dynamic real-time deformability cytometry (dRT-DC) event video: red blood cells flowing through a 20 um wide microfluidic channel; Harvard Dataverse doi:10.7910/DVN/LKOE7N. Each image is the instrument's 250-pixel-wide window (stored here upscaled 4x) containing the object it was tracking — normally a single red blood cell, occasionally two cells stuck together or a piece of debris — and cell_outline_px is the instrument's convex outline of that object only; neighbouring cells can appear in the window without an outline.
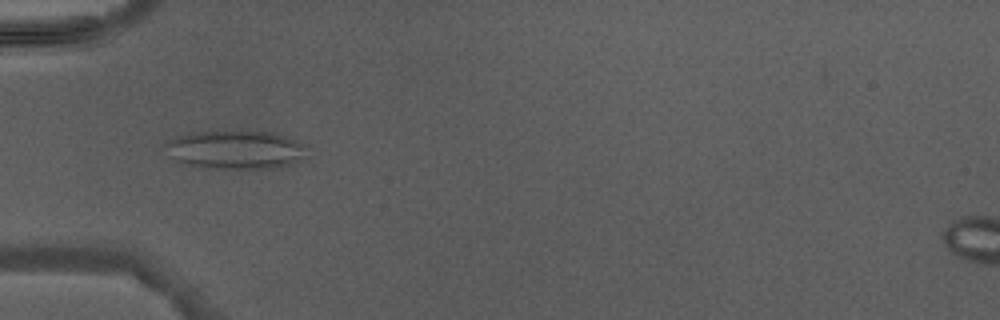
{"species": "Egyptian fruit bat (a non-hibernating species)", "species_latin": "Rousettus aegyptiacus", "temperature_condition": "warm", "stored_images_in_passage": 4, "camera_frame_rate_fps": 3000, "um_per_image_px": 0.085, "animal": {"sex": "male"}, "frame": {"image": 1, "passage_image": 3, "time_ms": 3.333, "image_size_px": [1000, 320], "cell_outline_px": [[304, 160], [280, 168], [200, 168], [184, 164], [176, 160], [164, 144], [168, 140], [176, 136], [196, 132], [268, 132], [288, 136], [304, 144]], "centroid_in_image_um": [20.05, 12.75], "position_along_channel_um": 64.9, "area_um2": 31.62}}